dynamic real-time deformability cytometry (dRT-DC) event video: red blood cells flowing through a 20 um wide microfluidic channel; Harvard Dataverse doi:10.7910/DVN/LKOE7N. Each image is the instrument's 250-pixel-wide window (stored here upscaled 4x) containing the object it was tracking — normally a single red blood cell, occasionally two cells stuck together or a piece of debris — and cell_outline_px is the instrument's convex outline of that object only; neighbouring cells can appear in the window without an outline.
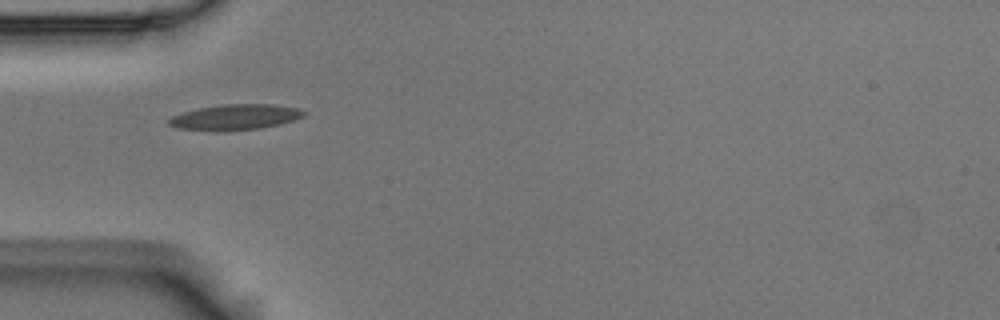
{"species": "Egyptian fruit bat (a non-hibernating species)", "species_latin": "Rousettus aegyptiacus", "temperature_condition": "room temperature", "stored_images_in_passage": 13, "camera_frame_rate_fps": 3000, "um_per_image_px": 0.085, "animal": {"sex": "male"}, "frame": {"image": 1, "passage_image": 4, "time_ms": 1.0, "image_size_px": [1000, 320], "cell_outline_px": [[308, 112], [304, 116], [280, 124], [260, 128], [176, 128], [168, 124], [168, 120], [172, 116], [184, 112], [200, 108], [224, 104], [272, 104], [300, 108]], "centroid_in_image_um": [20.1, 9.9], "position_along_channel_um": 64.9, "area_um2": 19.02}}
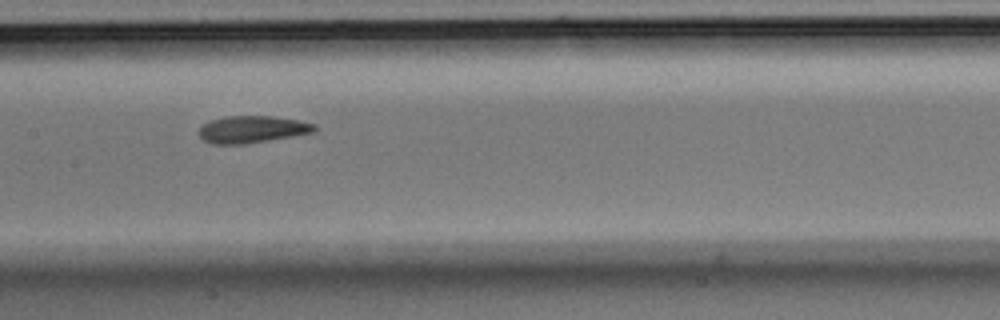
{"frame": {"image": 2, "passage_image": 7, "time_ms": 2.0, "image_size_px": [1000, 320], "cell_outline_px": [[316, 132], [244, 144], [212, 144], [204, 140], [196, 132], [204, 124], [212, 120], [224, 116], [272, 116], [296, 120], [316, 124]], "centroid_in_image_um": [21.42, 10.99], "position_along_channel_um": 186.0, "area_um2": 18.15}}
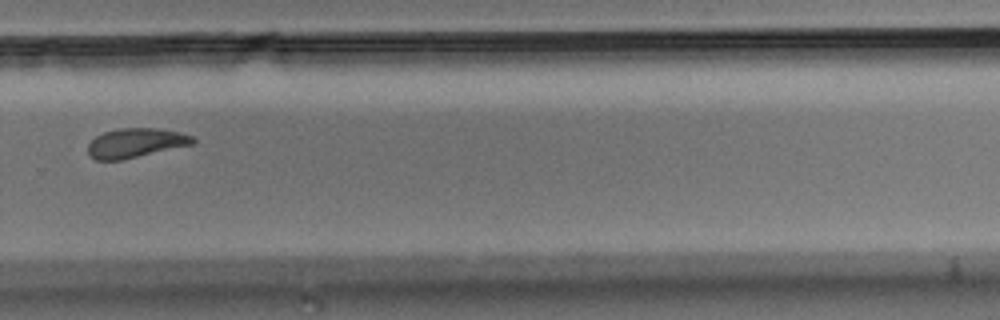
{"frame": {"image": 3, "passage_image": 10, "time_ms": 3.0, "image_size_px": [1000, 320], "cell_outline_px": [[196, 140], [192, 144], [124, 160], [96, 160], [88, 152], [88, 144], [96, 136], [104, 132], [120, 128], [156, 128], [180, 132], [192, 136]], "centroid_in_image_um": [11.53, 12.15], "position_along_channel_um": 318.3, "area_um2": 17.86}}